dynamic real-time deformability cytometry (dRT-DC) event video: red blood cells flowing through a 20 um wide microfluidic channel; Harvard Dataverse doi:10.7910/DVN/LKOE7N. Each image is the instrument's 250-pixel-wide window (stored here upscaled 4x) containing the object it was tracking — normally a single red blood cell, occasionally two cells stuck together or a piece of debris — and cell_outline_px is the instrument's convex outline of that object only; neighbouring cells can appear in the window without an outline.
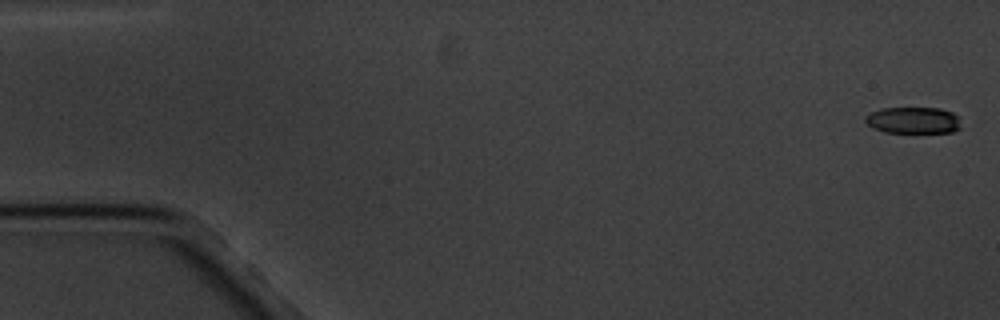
{"species": "common noctule bat (a hibernating species)", "species_latin": "Nyctalus noctula", "temperature_condition": "cold", "stored_images_in_passage": 5, "camera_frame_rate_fps": 3000, "um_per_image_px": 0.085, "animal": {"sex": "male", "body_mass_g": 20.1, "forearm_length_mm": 53.5}, "frame": {"image": 1, "passage_image": 1, "time_ms": 0.0, "image_size_px": [1000, 320], "cell_outline_px": [[960, 128], [952, 132], [884, 132], [872, 128], [864, 120], [864, 116], [880, 108], [940, 108], [952, 112], [960, 116]], "centroid_in_image_um": [77.63, 10.21], "position_along_channel_um": 7.4, "area_um2": 14.91}}
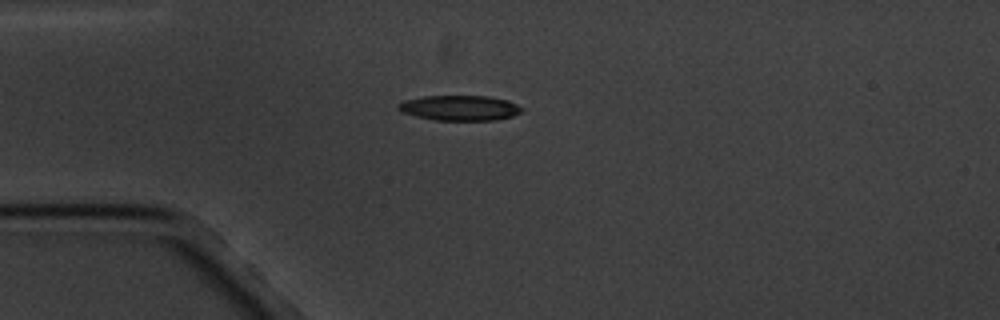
{"frame": {"image": 2, "passage_image": 5, "time_ms": 4.667, "image_size_px": [1000, 320], "cell_outline_px": [[524, 108], [520, 112], [512, 116], [496, 120], [436, 120], [416, 116], [400, 112], [396, 108], [396, 104], [404, 100], [424, 96], [488, 96], [508, 100]], "centroid_in_image_um": [39.04, 9.17], "position_along_channel_um": 46.0, "area_um2": 18.21}}